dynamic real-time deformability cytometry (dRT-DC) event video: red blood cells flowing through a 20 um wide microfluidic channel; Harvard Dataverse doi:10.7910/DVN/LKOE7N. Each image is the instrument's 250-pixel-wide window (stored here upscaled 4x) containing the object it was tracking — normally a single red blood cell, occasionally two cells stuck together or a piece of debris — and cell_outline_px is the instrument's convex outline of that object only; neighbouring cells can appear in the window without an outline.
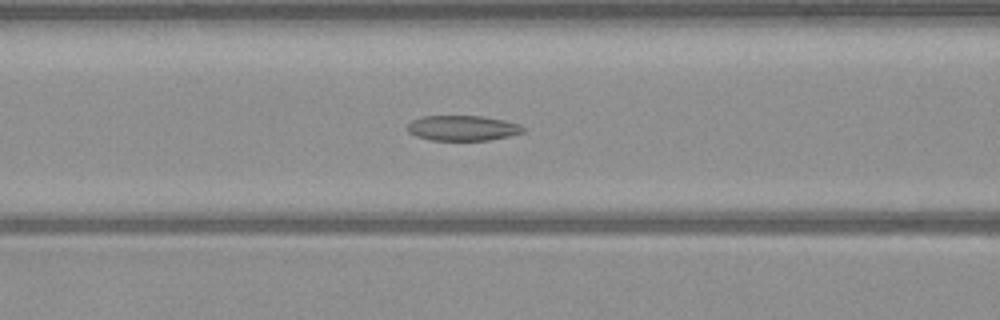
{"species": "common noctule bat (a hibernating species)", "species_latin": "Nyctalus noctula", "temperature_condition": "warm", "stored_images_in_passage": 49, "camera_frame_rate_fps": 3000, "um_per_image_px": 0.085, "animal": {"sex": "male", "body_mass_g": 23.1, "forearm_length_mm": 52.7}, "frame": {"image": 1, "passage_image": 19, "time_ms": 6.0, "image_size_px": [1000, 320], "cell_outline_px": [[524, 132], [508, 136], [488, 140], [428, 140], [416, 136], [408, 132], [404, 128], [412, 120], [420, 116], [484, 116], [504, 120], [520, 124], [524, 128]], "centroid_in_image_um": [39.28, 10.88], "position_along_channel_um": 127.3, "area_um2": 17.17}}
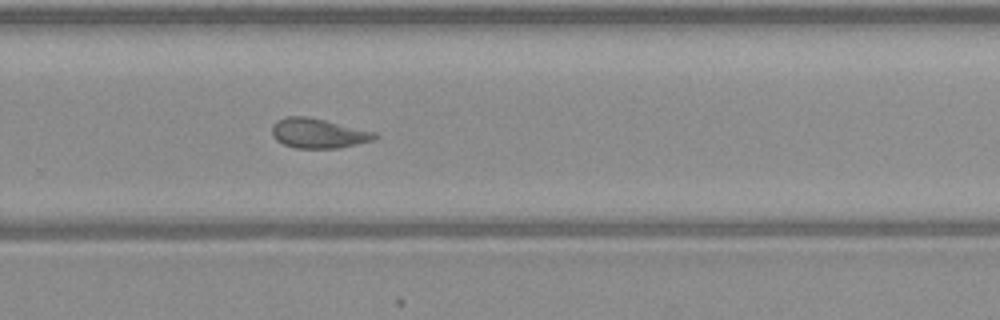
{"frame": {"image": 2, "passage_image": 32, "time_ms": 10.333, "image_size_px": [1000, 320], "cell_outline_px": [[380, 136], [372, 140], [340, 148], [296, 148], [284, 144], [276, 140], [272, 136], [272, 124], [276, 120], [288, 116], [308, 116], [376, 132]], "centroid_in_image_um": [27.04, 11.32], "position_along_channel_um": 302.8, "area_um2": 17.86}}
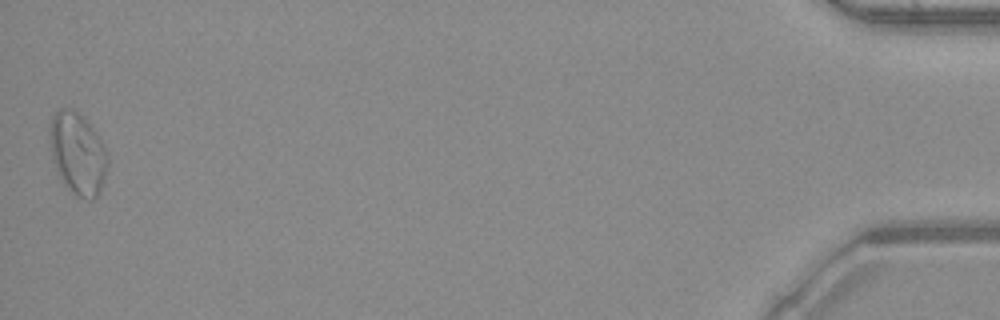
{"frame": {"image": 3, "passage_image": 49, "time_ms": 16.0, "image_size_px": [1000, 320], "cell_outline_px": [[108, 164], [104, 180], [96, 196], [92, 200], [88, 200], [76, 196], [64, 184], [60, 176], [52, 156], [48, 136], [48, 128], [52, 116], [60, 108], [72, 108], [84, 116], [96, 132], [104, 144], [108, 152]], "centroid_in_image_um": [6.61, 13.0], "position_along_channel_um": 428.6, "area_um2": 27.92}, "authors_computed_cell_mechanics": {"area_um2": 19.3052, "velocity_mm_per_s": 4.0626, "shape_relaxation_time_tau1_ms": null, "shape_relaxation_time_tau2_ms": 3.3985, "deformation_change_tau1": null, "deformation_change_tau2": 0.1144}}